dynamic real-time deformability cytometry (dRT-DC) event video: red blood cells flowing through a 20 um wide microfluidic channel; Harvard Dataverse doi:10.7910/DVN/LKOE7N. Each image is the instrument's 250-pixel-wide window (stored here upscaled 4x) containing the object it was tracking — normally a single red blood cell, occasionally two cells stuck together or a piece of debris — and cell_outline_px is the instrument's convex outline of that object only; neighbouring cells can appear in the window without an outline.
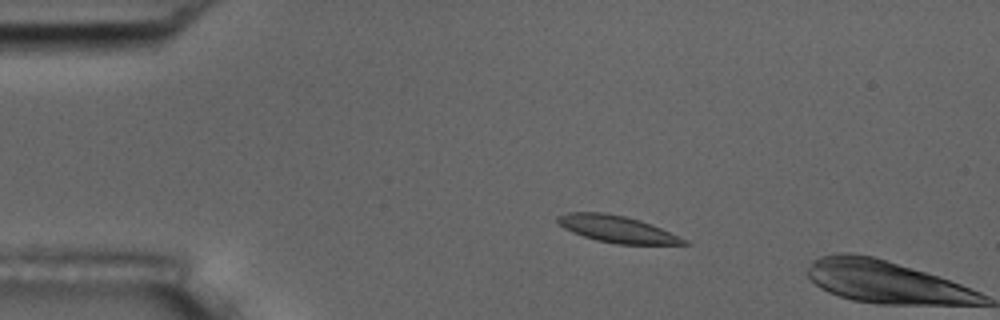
{"species": "common noctule bat (a hibernating species)", "species_latin": "Nyctalus noctula", "temperature_condition": "room temperature", "stored_images_in_passage": 2, "camera_frame_rate_fps": 3000, "um_per_image_px": 0.085, "animal": {"sex": "male", "body_mass_g": 17.5, "forearm_length_mm": 52.3}, "frame": {"image": 1, "passage_image": 1, "time_ms": 0.0, "image_size_px": [1000, 320], "cell_outline_px": [[692, 244], [616, 244], [596, 240], [572, 232], [564, 228], [556, 220], [556, 216], [568, 212], [604, 212], [624, 216], [640, 220], [660, 228], [688, 240]], "centroid_in_image_um": [52.43, 19.47], "position_along_channel_um": 32.6, "area_um2": 19.59}}